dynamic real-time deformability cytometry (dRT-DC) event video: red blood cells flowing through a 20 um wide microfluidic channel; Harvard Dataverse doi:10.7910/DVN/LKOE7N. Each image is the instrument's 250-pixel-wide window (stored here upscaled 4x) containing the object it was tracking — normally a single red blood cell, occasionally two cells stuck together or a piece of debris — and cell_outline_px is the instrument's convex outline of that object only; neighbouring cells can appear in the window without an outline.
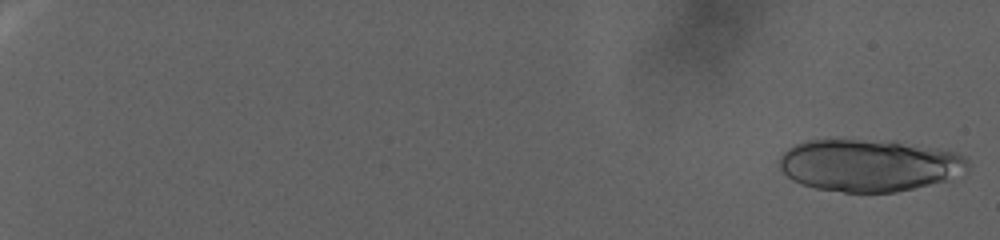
{"species": "human", "species_latin": "Homo sapiens", "temperature_condition": "warm", "stored_images_in_passage": 68, "camera_frame_rate_fps": 3000, "um_per_image_px": 0.085, "donor": {"sex": "female"}, "frame": {"image": 1, "passage_image": 3, "time_ms": 0.667, "image_size_px": [1000, 240], "cell_outline_px": [[972, 164], [968, 172], [964, 176], [948, 180], [896, 192], [844, 192], [816, 188], [800, 184], [792, 180], [780, 168], [780, 156], [788, 148], [796, 144], [808, 140], [892, 140], [956, 152], [964, 156]], "centroid_in_image_um": [73.96, 14.05], "position_along_channel_um": 11.0, "area_um2": 57.86}}
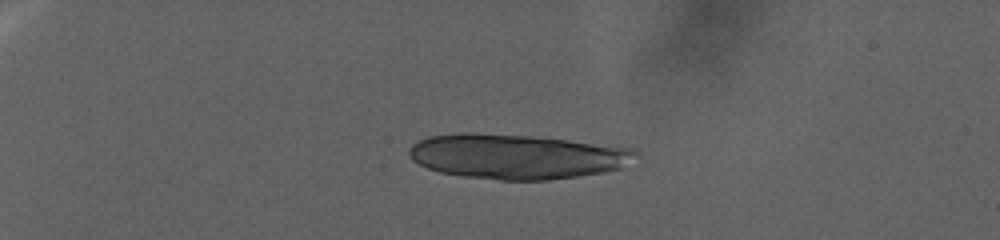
{"frame": {"image": 2, "passage_image": 42, "time_ms": 13.667, "image_size_px": [1000, 240], "cell_outline_px": [[636, 152], [624, 168], [604, 172], [548, 180], [500, 180], [464, 176], [440, 172], [428, 168], [412, 160], [408, 152], [408, 148], [412, 144], [428, 136], [460, 132], [472, 132], [532, 136], [568, 140], [632, 148]], "centroid_in_image_um": [43.86, 13.29], "position_along_channel_um": 41.1, "area_um2": 59.01}}